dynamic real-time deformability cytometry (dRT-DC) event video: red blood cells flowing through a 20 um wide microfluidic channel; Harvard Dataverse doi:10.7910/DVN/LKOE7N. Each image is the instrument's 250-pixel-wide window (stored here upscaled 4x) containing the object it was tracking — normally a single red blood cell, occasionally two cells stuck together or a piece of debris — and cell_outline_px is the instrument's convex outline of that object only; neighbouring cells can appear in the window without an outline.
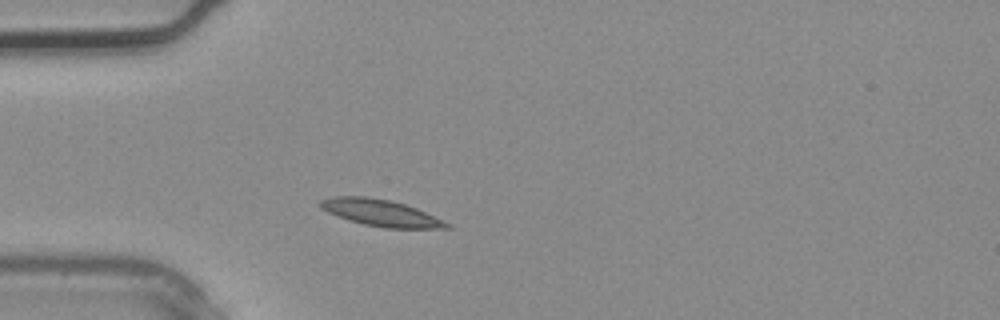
{"species": "common noctule bat (a hibernating species)", "species_latin": "Nyctalus noctula", "temperature_condition": "warm", "stored_images_in_passage": 1, "camera_frame_rate_fps": 3000, "um_per_image_px": 0.085, "animal": {"sex": "male", "body_mass_g": 20.4}, "frame": {"image": 1, "passage_image": 1, "time_ms": 0.0, "image_size_px": [1000, 320], "cell_outline_px": [[452, 228], [384, 228], [364, 224], [348, 220], [328, 212], [320, 208], [316, 204], [320, 200], [332, 196], [368, 196], [388, 200], [404, 204], [416, 208], [444, 220], [452, 224]], "centroid_in_image_um": [32.34, 18.09], "position_along_channel_um": 52.7, "area_um2": 19.71}}